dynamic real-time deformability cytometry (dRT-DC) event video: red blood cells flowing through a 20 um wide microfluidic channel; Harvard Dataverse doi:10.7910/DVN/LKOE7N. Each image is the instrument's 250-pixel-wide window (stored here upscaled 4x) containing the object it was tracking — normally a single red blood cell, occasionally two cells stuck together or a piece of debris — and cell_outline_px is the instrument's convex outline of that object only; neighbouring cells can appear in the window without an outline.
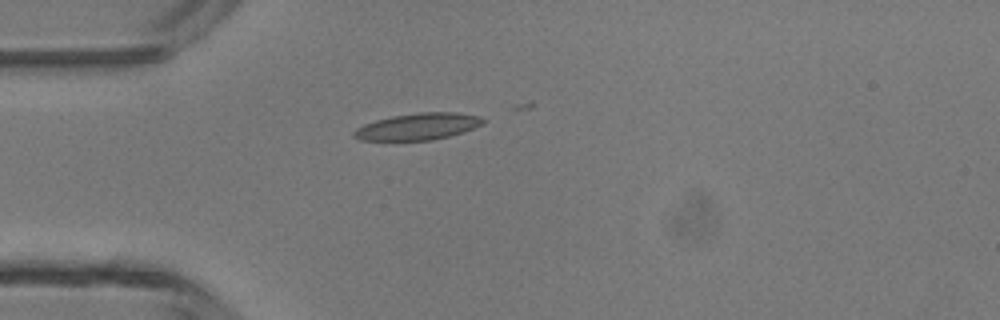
{"species": "common noctule bat (a hibernating species)", "species_latin": "Nyctalus noctula", "temperature_condition": "room temperature", "stored_images_in_passage": 5, "camera_frame_rate_fps": 3000, "um_per_image_px": 0.085, "animal": {"sex": "male", "body_mass_g": 13.3}, "frame": {"image": 1, "passage_image": 1, "time_ms": 0.0, "image_size_px": [1000, 320], "cell_outline_px": [[488, 120], [484, 124], [464, 132], [432, 140], [360, 140], [352, 136], [352, 132], [356, 128], [364, 124], [376, 120], [392, 116], [420, 112], [456, 112], [480, 116]], "centroid_in_image_um": [35.56, 10.75], "position_along_channel_um": 49.4, "area_um2": 20.23}}
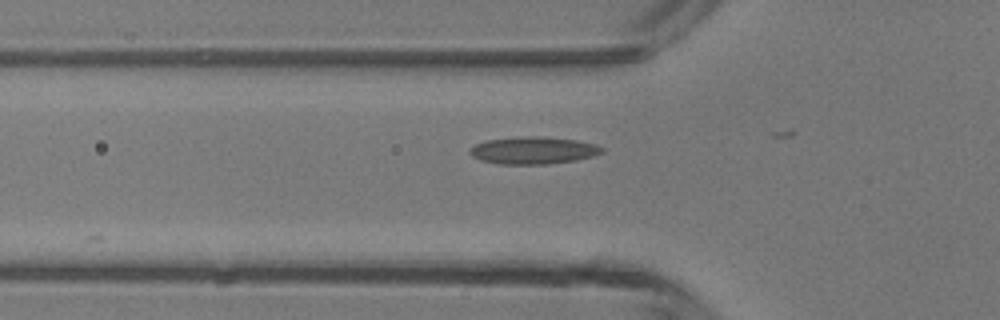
{"frame": {"image": 2, "passage_image": 4, "time_ms": 1.0, "image_size_px": [1000, 320], "cell_outline_px": [[604, 152], [592, 156], [576, 160], [548, 164], [496, 164], [480, 160], [472, 156], [468, 152], [468, 148], [476, 144], [488, 140], [524, 136], [536, 136], [576, 140], [596, 144], [604, 148]], "centroid_in_image_um": [45.31, 12.79], "position_along_channel_um": 80.5, "area_um2": 21.04}}